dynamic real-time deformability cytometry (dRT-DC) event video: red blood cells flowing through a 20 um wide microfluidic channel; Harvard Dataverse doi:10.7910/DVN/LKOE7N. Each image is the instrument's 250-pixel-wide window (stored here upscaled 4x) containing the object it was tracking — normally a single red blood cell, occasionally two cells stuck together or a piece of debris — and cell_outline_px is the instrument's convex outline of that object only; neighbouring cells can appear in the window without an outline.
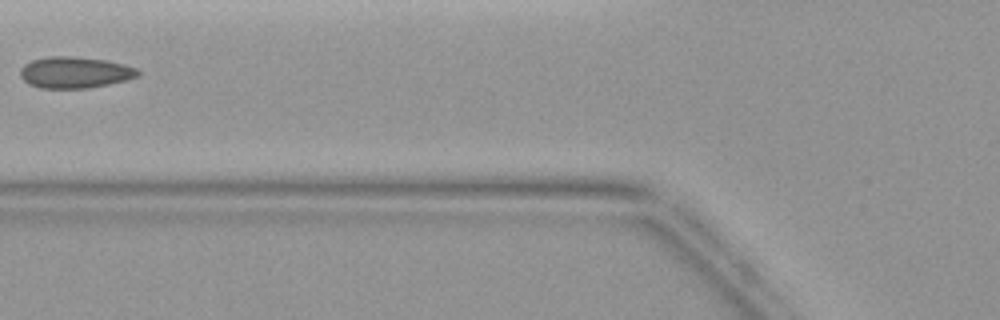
{"species": "common noctule bat (a hibernating species)", "species_latin": "Nyctalus noctula", "temperature_condition": "warm", "stored_images_in_passage": 5, "camera_frame_rate_fps": 3000, "um_per_image_px": 0.085, "animal": {"sex": "female", "body_mass_g": 19.9}, "frame": {"image": 1, "passage_image": 5, "time_ms": 5.333, "image_size_px": [1000, 320], "cell_outline_px": [[140, 76], [108, 84], [88, 88], [40, 88], [28, 84], [20, 76], [20, 68], [24, 64], [32, 60], [48, 56], [72, 56], [104, 60], [124, 64], [136, 68], [140, 72]], "centroid_in_image_um": [6.34, 6.15], "position_along_channel_um": 119.5, "area_um2": 21.5}}